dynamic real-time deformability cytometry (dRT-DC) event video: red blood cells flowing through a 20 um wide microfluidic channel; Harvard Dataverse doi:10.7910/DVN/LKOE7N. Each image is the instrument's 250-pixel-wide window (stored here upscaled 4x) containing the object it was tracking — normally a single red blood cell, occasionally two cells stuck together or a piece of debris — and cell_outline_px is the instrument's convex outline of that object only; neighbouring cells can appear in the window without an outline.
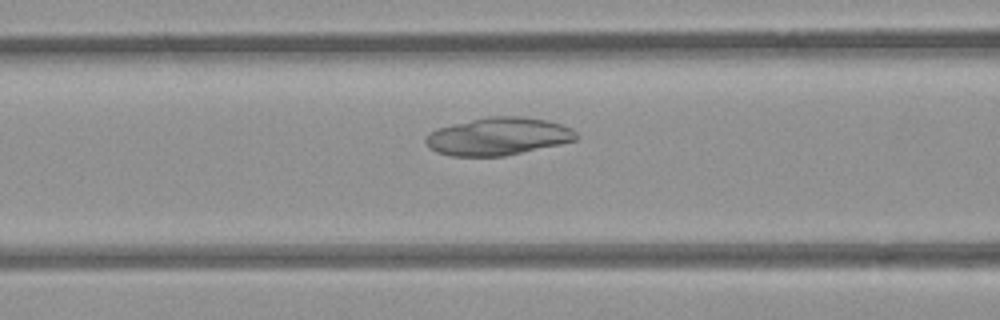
{"species": "common noctule bat (a hibernating species)", "species_latin": "Nyctalus noctula", "temperature_condition": "room temperature", "stored_images_in_passage": 47, "camera_frame_rate_fps": 3000, "um_per_image_px": 0.085, "animal": {"sex": "female", "body_mass_g": 21.9}, "frame": {"image": 1, "passage_image": 16, "time_ms": 5.0, "image_size_px": [1000, 320], "cell_outline_px": [[580, 136], [576, 140], [560, 144], [504, 156], [452, 156], [436, 152], [428, 148], [424, 140], [424, 136], [436, 128], [452, 124], [488, 116], [524, 116], [548, 120], [572, 128]], "centroid_in_image_um": [42.33, 11.59], "position_along_channel_um": 124.3, "area_um2": 33.35}}
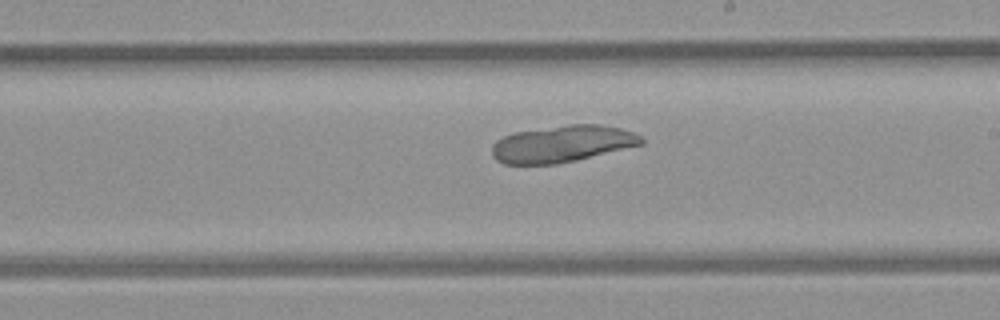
{"frame": {"image": 2, "passage_image": 25, "time_ms": 8.0, "image_size_px": [1000, 320], "cell_outline_px": [[644, 144], [576, 160], [556, 164], [504, 164], [496, 160], [492, 156], [492, 144], [496, 140], [504, 136], [516, 132], [568, 124], [600, 124], [620, 128], [632, 132], [640, 136], [644, 140]], "centroid_in_image_um": [47.78, 12.23], "position_along_channel_um": 241.2, "area_um2": 31.96}}
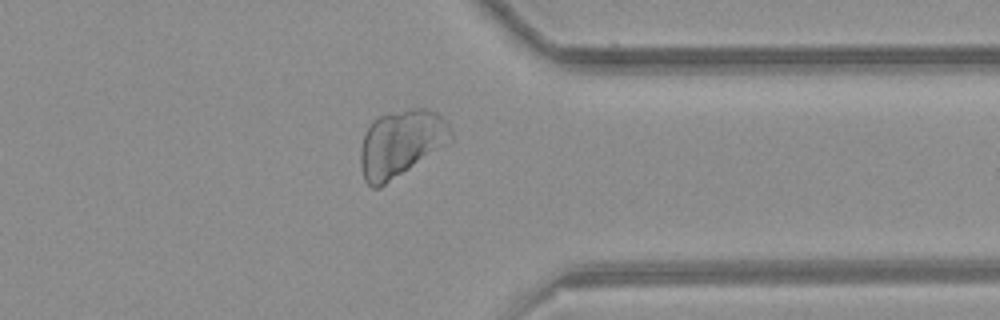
{"frame": {"image": 3, "passage_image": 36, "time_ms": 11.667, "image_size_px": [1000, 320], "cell_outline_px": [[452, 140], [448, 144], [380, 188], [372, 188], [364, 180], [360, 164], [360, 148], [364, 132], [372, 120], [380, 116], [412, 108], [428, 108], [436, 112], [448, 124], [452, 132]], "centroid_in_image_um": [34.06, 12.2], "position_along_channel_um": 377.3, "area_um2": 35.32}}